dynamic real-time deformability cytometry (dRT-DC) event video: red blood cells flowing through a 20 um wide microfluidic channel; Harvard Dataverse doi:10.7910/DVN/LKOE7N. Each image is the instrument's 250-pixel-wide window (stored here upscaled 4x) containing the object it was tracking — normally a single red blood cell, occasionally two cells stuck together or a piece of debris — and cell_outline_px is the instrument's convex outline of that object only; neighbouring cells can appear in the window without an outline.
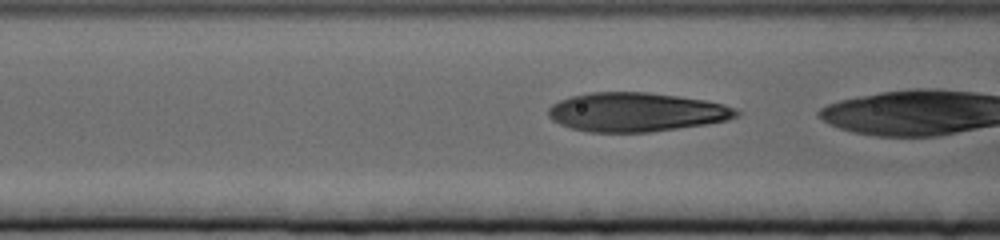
{"species": "human", "species_latin": "Homo sapiens", "temperature_condition": "cold", "stored_images_in_passage": 15, "camera_frame_rate_fps": 3000, "um_per_image_px": 0.085, "donor": {"sex": "female"}, "frame": {"image": 1, "passage_image": 12, "time_ms": 3.667, "image_size_px": [1000, 240], "cell_outline_px": [[740, 116], [728, 120], [708, 124], [652, 132], [588, 132], [572, 128], [560, 124], [552, 120], [548, 116], [548, 108], [552, 104], [560, 100], [572, 96], [592, 92], [648, 92], [704, 100], [724, 104], [736, 108], [740, 112]], "centroid_in_image_um": [54.11, 9.53], "position_along_channel_um": 112.5, "area_um2": 42.89}}